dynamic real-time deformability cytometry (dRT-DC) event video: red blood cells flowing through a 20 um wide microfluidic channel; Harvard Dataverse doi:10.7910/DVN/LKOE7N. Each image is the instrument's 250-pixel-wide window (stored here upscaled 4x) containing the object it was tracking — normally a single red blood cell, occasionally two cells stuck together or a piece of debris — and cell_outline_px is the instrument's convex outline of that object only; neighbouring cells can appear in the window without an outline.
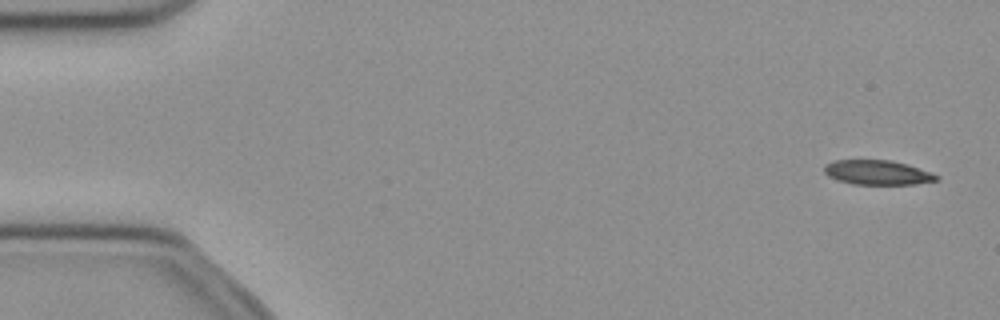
{"species": "common noctule bat (a hibernating species)", "species_latin": "Nyctalus noctula", "temperature_condition": "cold", "stored_images_in_passage": 51, "camera_frame_rate_fps": 3000, "um_per_image_px": 0.085, "animal": {"sex": "female", "body_mass_g": 21.9}, "frame": {"image": 1, "passage_image": 2, "time_ms": 0.333, "image_size_px": [1000, 320], "cell_outline_px": [[940, 180], [916, 184], [852, 184], [836, 180], [828, 176], [824, 172], [824, 164], [836, 160], [892, 160], [908, 164], [932, 172], [940, 176]], "centroid_in_image_um": [74.61, 14.66], "position_along_channel_um": 10.4, "area_um2": 16.3}}
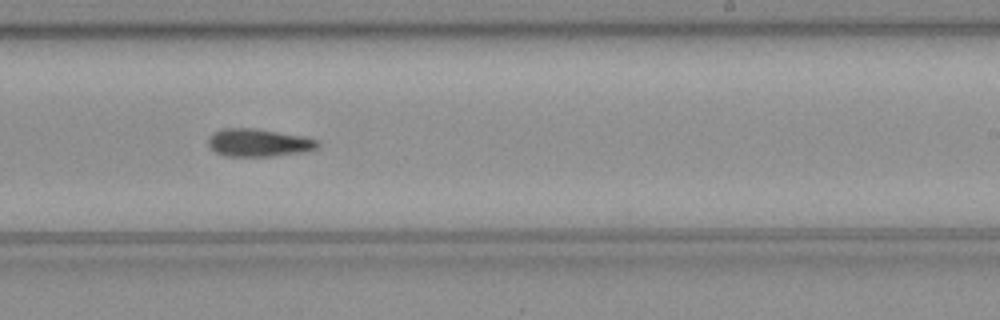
{"frame": {"image": 2, "passage_image": 31, "time_ms": 10.0, "image_size_px": [1000, 320], "cell_outline_px": [[320, 144], [316, 148], [308, 152], [272, 156], [224, 156], [216, 152], [208, 144], [208, 136], [212, 132], [220, 128], [256, 128], [304, 136], [320, 140]], "centroid_in_image_um": [22.0, 12.12], "position_along_channel_um": 267.0, "area_um2": 18.09}}
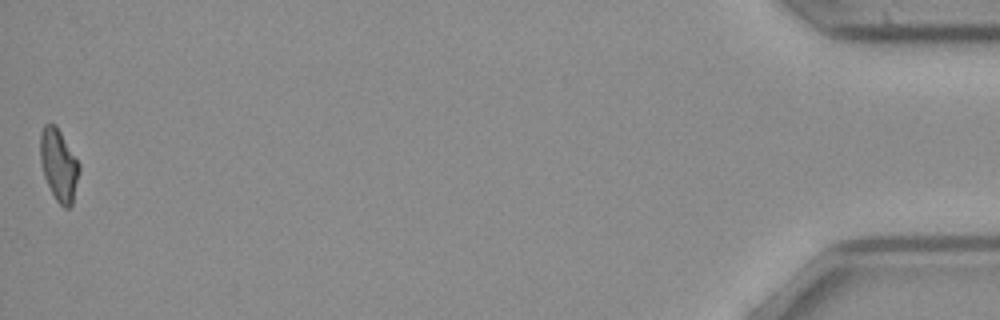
{"frame": {"image": 3, "passage_image": 51, "time_ms": 16.667, "image_size_px": [1000, 320], "cell_outline_px": [[80, 172], [72, 204], [68, 208], [64, 208], [56, 200], [44, 176], [40, 160], [40, 132], [44, 124], [56, 124], [80, 164]], "centroid_in_image_um": [5.0, 14.0], "position_along_channel_um": 430.2, "area_um2": 16.36}, "authors_computed_cell_mechanics": {"area_um2": 17.5712, "velocity_mm_per_s": 3.9875, "shape_relaxation_time_tau1_ms": 6.9161, "shape_relaxation_time_tau2_ms": null, "deformation_change_tau1": 0.1579, "deformation_change_tau2": null}}